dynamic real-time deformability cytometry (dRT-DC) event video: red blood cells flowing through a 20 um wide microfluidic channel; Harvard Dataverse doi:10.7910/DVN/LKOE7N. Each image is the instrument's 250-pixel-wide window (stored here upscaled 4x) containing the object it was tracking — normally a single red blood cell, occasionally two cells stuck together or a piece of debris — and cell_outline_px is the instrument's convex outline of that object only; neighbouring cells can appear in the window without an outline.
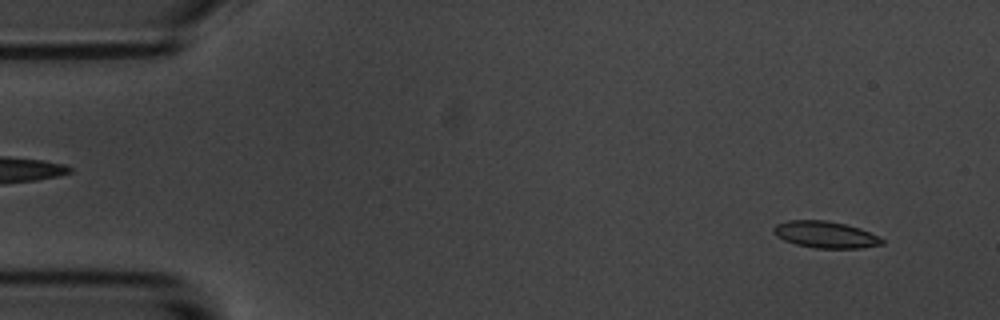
{"species": "common noctule bat (a hibernating species)", "species_latin": "Nyctalus noctula", "temperature_condition": "room temperature", "stored_images_in_passage": 56, "camera_frame_rate_fps": 3000, "um_per_image_px": 0.085, "animal": {"sex": "male", "body_mass_g": 20.1, "forearm_length_mm": 53.5}, "frame": {"image": 1, "passage_image": 4, "time_ms": 1.0, "image_size_px": [1000, 320], "cell_outline_px": [[884, 244], [860, 248], [816, 248], [796, 244], [784, 240], [776, 236], [772, 232], [772, 228], [776, 224], [788, 220], [828, 220], [860, 228], [880, 236], [884, 240]], "centroid_in_image_um": [70.16, 19.93], "position_along_channel_um": 14.8, "area_um2": 16.99}}
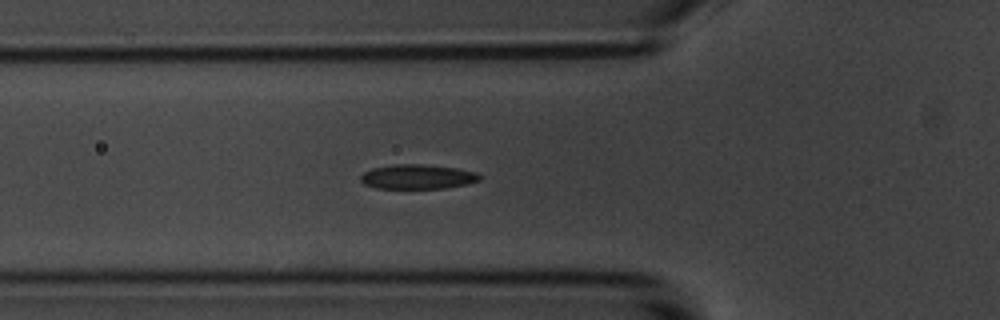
{"frame": {"image": 2, "passage_image": 19, "time_ms": 6.0, "image_size_px": [1000, 320], "cell_outline_px": [[480, 180], [468, 184], [444, 188], [376, 188], [364, 184], [360, 180], [360, 176], [364, 172], [372, 168], [392, 164], [420, 164], [456, 168], [476, 172], [480, 176]], "centroid_in_image_um": [35.47, 15.02], "position_along_channel_um": 90.3, "area_um2": 16.99}}
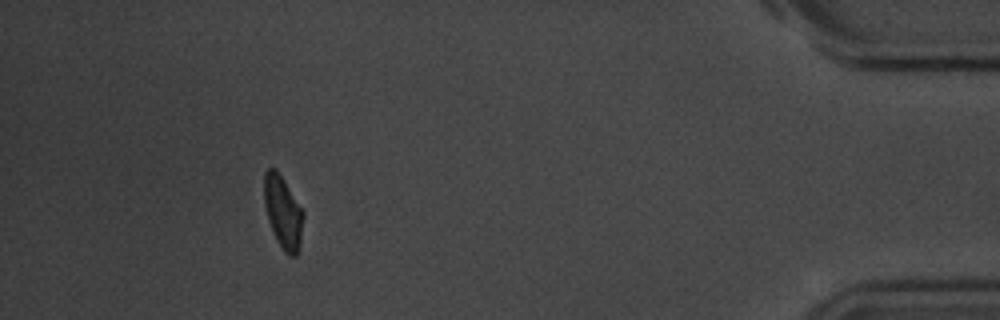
{"frame": {"image": 3, "passage_image": 51, "time_ms": 16.667, "image_size_px": [1000, 320], "cell_outline_px": [[304, 216], [300, 244], [296, 256], [288, 256], [284, 252], [276, 240], [268, 220], [264, 204], [264, 172], [268, 168], [276, 168], [284, 180], [304, 212]], "centroid_in_image_um": [24.05, 18.04], "position_along_channel_um": 411.2, "area_um2": 16.65}, "authors_computed_cell_mechanics": {"area_um2": 17.1377, "velocity_mm_per_s": 3.5666, "shape_relaxation_time_tau1_ms": 2.2398, "shape_relaxation_time_tau2_ms": 8.2401, "deformation_change_tau1": 0.1018, "deformation_change_tau2": 0.1196}}